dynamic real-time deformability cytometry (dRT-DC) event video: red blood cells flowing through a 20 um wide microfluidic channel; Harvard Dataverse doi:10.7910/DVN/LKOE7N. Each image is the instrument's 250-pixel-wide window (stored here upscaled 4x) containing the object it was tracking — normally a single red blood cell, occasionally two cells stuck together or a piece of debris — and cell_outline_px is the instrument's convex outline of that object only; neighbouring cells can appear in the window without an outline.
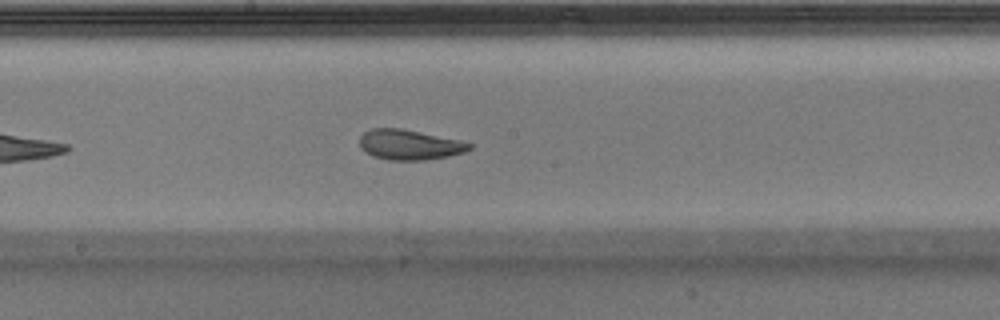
{"species": "Egyptian fruit bat (a non-hibernating species)", "species_latin": "Rousettus aegyptiacus", "temperature_condition": "warm", "stored_images_in_passage": 33, "camera_frame_rate_fps": 3000, "um_per_image_px": 0.085, "animal": {"sex": "male"}, "frame": {"image": 1, "passage_image": 15, "time_ms": 4.667, "image_size_px": [1000, 320], "cell_outline_px": [[472, 148], [464, 152], [448, 156], [424, 160], [388, 160], [372, 156], [364, 152], [360, 148], [360, 136], [364, 132], [372, 128], [400, 128], [460, 140], [472, 144]], "centroid_in_image_um": [34.77, 12.3], "position_along_channel_um": 213.4, "area_um2": 19.31}}
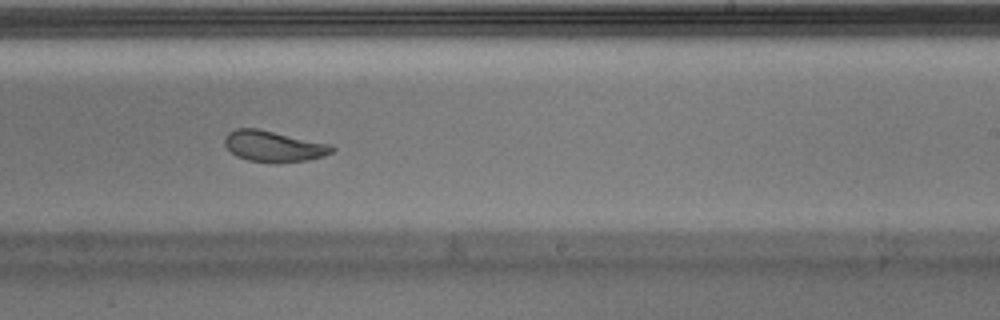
{"frame": {"image": 2, "passage_image": 19, "time_ms": 6.0, "image_size_px": [1000, 320], "cell_outline_px": [[336, 148], [332, 152], [324, 156], [308, 160], [248, 160], [236, 156], [224, 144], [224, 136], [228, 132], [236, 128], [256, 128], [332, 144]], "centroid_in_image_um": [23.26, 12.38], "position_along_channel_um": 265.7, "area_um2": 18.79}, "authors_computed_cell_mechanics": {"area_um2": 19.941, "velocity_mm_per_s": 3.9403, "shape_relaxation_time_tau1_ms": 4.3344, "shape_relaxation_time_tau2_ms": 1.6129, "deformation_change_tau1": 0.1747, "deformation_change_tau2": 0.0823}}